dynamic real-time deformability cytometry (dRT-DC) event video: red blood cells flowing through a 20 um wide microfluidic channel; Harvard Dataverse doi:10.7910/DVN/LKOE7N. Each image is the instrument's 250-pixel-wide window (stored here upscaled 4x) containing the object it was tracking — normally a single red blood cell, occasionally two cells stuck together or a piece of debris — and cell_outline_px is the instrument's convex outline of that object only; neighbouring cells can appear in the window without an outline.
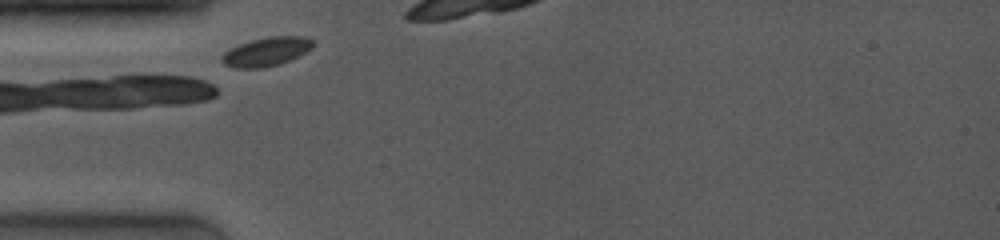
{"species": "common noctule bat (a hibernating species)", "species_latin": "Nyctalus noctula", "temperature_condition": "room temperature", "stored_images_in_passage": 9, "camera_frame_rate_fps": 4000, "um_per_image_px": 0.085, "animal": {"sex": "female", "body_mass_g": 19.0, "forearm_length_mm": 53.3}, "frame": {"image": 1, "passage_image": 1, "time_ms": 0.0, "image_size_px": [1000, 240], "cell_outline_px": [[316, 44], [312, 48], [280, 64], [260, 68], [236, 68], [224, 64], [220, 60], [220, 56], [224, 52], [240, 44], [252, 40], [268, 36], [304, 36], [312, 40]], "centroid_in_image_um": [22.63, 4.39], "position_along_channel_um": 62.4, "area_um2": 15.2}}
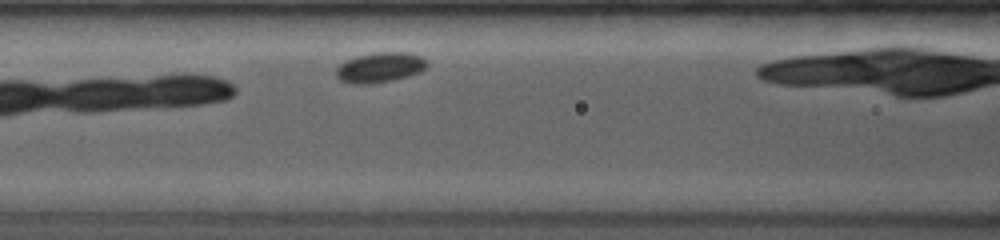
{"frame": {"image": 2, "passage_image": 4, "time_ms": 2.0, "image_size_px": [1000, 240], "cell_outline_px": [[428, 64], [420, 72], [408, 76], [392, 80], [372, 84], [352, 84], [340, 80], [336, 76], [336, 68], [344, 60], [356, 56], [372, 52], [408, 52], [424, 56]], "centroid_in_image_um": [32.29, 5.72], "position_along_channel_um": 134.3, "area_um2": 16.24}}